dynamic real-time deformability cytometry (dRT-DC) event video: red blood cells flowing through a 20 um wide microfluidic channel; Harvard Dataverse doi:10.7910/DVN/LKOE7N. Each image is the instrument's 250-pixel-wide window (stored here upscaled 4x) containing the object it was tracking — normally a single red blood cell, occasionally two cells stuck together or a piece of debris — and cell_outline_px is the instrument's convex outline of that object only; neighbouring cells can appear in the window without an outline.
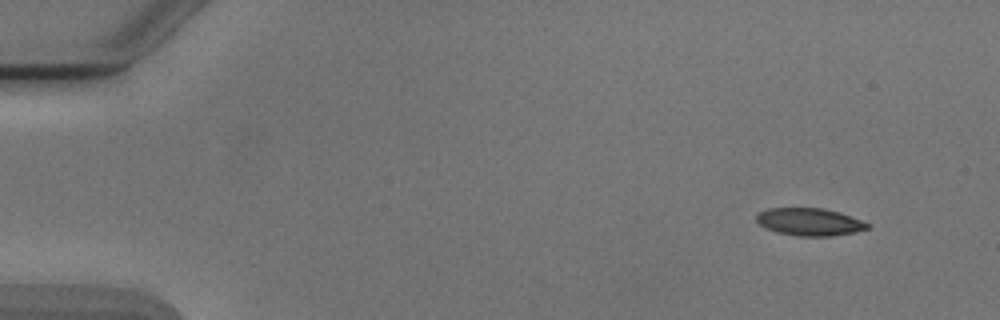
{"species": "Egyptian fruit bat (a non-hibernating species)", "species_latin": "Rousettus aegyptiacus", "temperature_condition": "cold", "stored_images_in_passage": 5, "camera_frame_rate_fps": 3000, "um_per_image_px": 0.085, "animal": {"sex": "male"}, "frame": {"image": 1, "passage_image": 1, "time_ms": 0.0, "image_size_px": [1000, 320], "cell_outline_px": [[872, 224], [868, 228], [856, 232], [832, 236], [796, 236], [776, 232], [760, 224], [756, 220], [756, 216], [760, 212], [768, 208], [824, 208], [840, 212]], "centroid_in_image_um": [68.85, 18.86], "position_along_channel_um": 16.1, "area_um2": 17.86}}
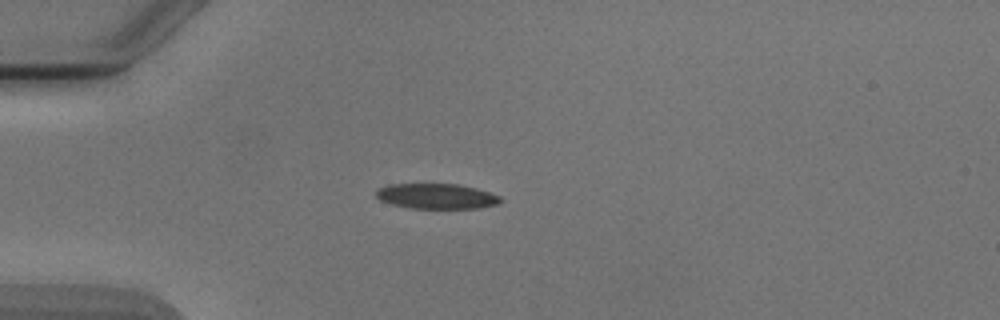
{"frame": {"image": 2, "passage_image": 3, "time_ms": 3.333, "image_size_px": [1000, 320], "cell_outline_px": [[504, 200], [500, 204], [480, 208], [412, 208], [392, 204], [380, 200], [376, 196], [376, 188], [388, 184], [460, 184], [476, 188], [500, 196]], "centroid_in_image_um": [37.13, 16.67], "position_along_channel_um": 47.9, "area_um2": 18.44}}
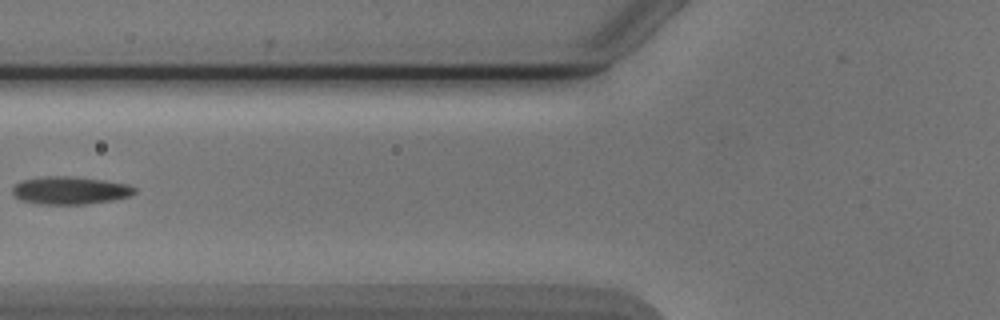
{"frame": {"image": 3, "passage_image": 5, "time_ms": 5.667, "image_size_px": [1000, 320], "cell_outline_px": [[136, 192], [128, 196], [112, 200], [84, 204], [36, 204], [20, 200], [12, 192], [12, 188], [16, 184], [24, 180], [44, 176], [72, 176], [104, 180], [128, 184], [136, 188]], "centroid_in_image_um": [5.95, 16.18], "position_along_channel_um": 119.8, "area_um2": 19.71}}